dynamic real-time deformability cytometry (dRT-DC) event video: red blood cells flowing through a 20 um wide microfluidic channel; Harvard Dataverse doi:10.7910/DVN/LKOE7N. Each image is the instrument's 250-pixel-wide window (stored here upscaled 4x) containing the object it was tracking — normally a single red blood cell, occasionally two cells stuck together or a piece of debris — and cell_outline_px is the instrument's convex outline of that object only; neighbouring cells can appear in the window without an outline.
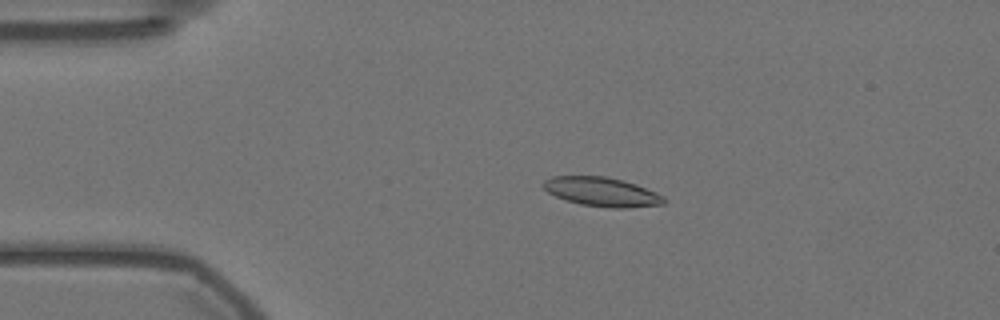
{"species": "Egyptian fruit bat (a non-hibernating species)", "species_latin": "Rousettus aegyptiacus", "temperature_condition": "warm", "stored_images_in_passage": 57, "camera_frame_rate_fps": 3000, "um_per_image_px": 0.085, "animal": {"sex": "female"}, "frame": {"image": 1, "passage_image": 12, "time_ms": 3.667, "image_size_px": [1000, 320], "cell_outline_px": [[664, 204], [624, 208], [612, 208], [580, 204], [556, 196], [548, 192], [540, 184], [544, 180], [552, 176], [604, 176], [624, 180], [636, 184], [656, 192], [664, 196]], "centroid_in_image_um": [51.14, 16.29], "position_along_channel_um": 33.9, "area_um2": 20.4}}
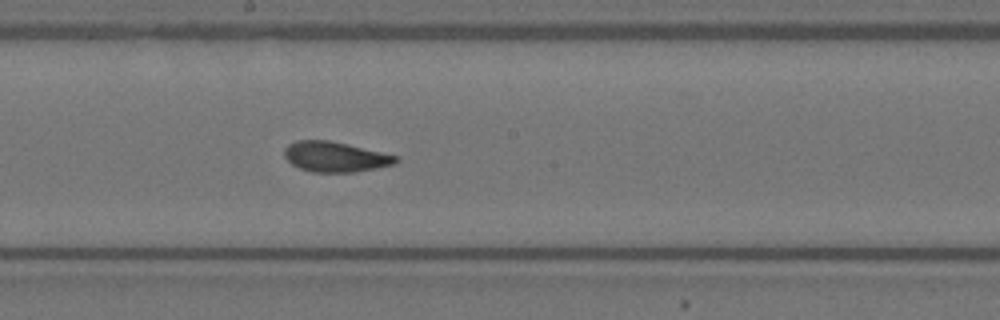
{"frame": {"image": 2, "passage_image": 31, "time_ms": 10.0, "image_size_px": [1000, 320], "cell_outline_px": [[400, 160], [396, 164], [356, 172], [312, 172], [300, 168], [292, 164], [284, 156], [284, 148], [288, 144], [296, 140], [328, 140], [348, 144], [400, 156]], "centroid_in_image_um": [28.53, 13.32], "position_along_channel_um": 219.7, "area_um2": 19.83}}
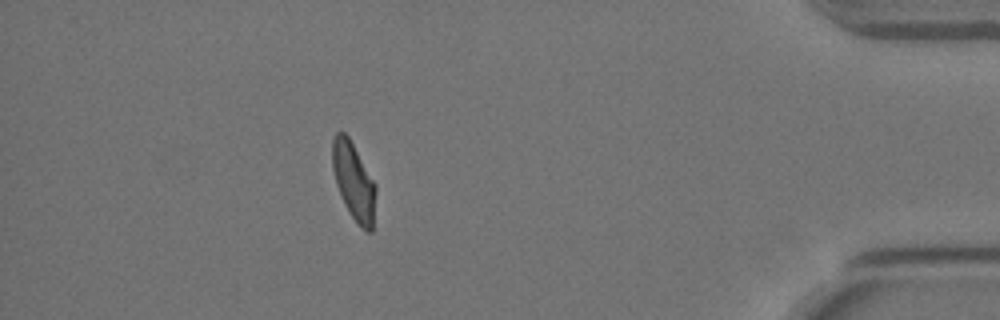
{"frame": {"image": 3, "passage_image": 51, "time_ms": 16.667, "image_size_px": [1000, 320], "cell_outline_px": [[376, 192], [372, 232], [368, 232], [360, 228], [356, 224], [344, 204], [336, 184], [332, 168], [332, 140], [336, 132], [344, 132], [348, 136], [376, 184]], "centroid_in_image_um": [30.06, 15.44], "position_along_channel_um": 405.1, "area_um2": 19.71}, "authors_computed_cell_mechanics": {"area_um2": 19.8254, "velocity_mm_per_s": 3.5413, "shape_relaxation_time_tau1_ms": 10.4019, "shape_relaxation_time_tau2_ms": 1.503, "deformation_change_tau1": 0.211, "deformation_change_tau2": 0.0784}}